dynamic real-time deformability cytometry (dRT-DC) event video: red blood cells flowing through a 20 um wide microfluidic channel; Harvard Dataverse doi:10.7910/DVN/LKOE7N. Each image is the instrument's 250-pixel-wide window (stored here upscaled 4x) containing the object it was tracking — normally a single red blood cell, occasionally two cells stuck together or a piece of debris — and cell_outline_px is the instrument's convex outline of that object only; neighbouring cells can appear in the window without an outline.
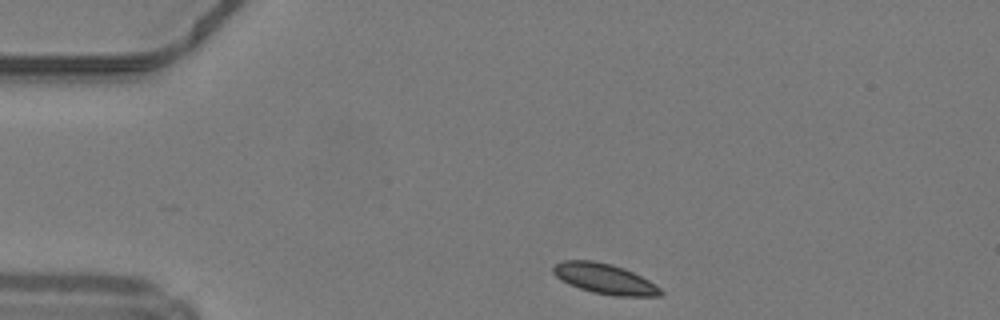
{"species": "common noctule bat (a hibernating species)", "species_latin": "Nyctalus noctula", "temperature_condition": "warm", "stored_images_in_passage": 40, "camera_frame_rate_fps": 3000, "um_per_image_px": 0.085, "animal": {"sex": "male", "body_mass_g": 19.2, "forearm_length_mm": 51.8}, "frame": {"image": 1, "passage_image": 1, "time_ms": 0.0, "image_size_px": [1000, 320], "cell_outline_px": [[664, 292], [660, 296], [612, 296], [592, 292], [568, 284], [560, 280], [552, 272], [552, 268], [556, 264], [564, 260], [592, 260], [612, 264], [624, 268], [656, 284]], "centroid_in_image_um": [51.39, 23.7], "position_along_channel_um": 33.6, "area_um2": 19.02}}
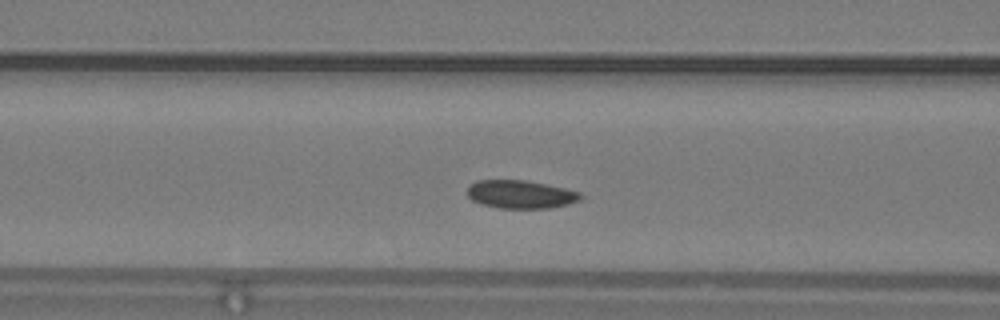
{"frame": {"image": 2, "passage_image": 11, "time_ms": 3.333, "image_size_px": [1000, 320], "cell_outline_px": [[584, 196], [580, 200], [568, 204], [548, 208], [500, 208], [484, 204], [472, 200], [468, 196], [468, 188], [476, 180], [524, 180], [564, 188], [580, 192]], "centroid_in_image_um": [44.28, 16.52], "position_along_channel_um": 122.3, "area_um2": 18.38}}
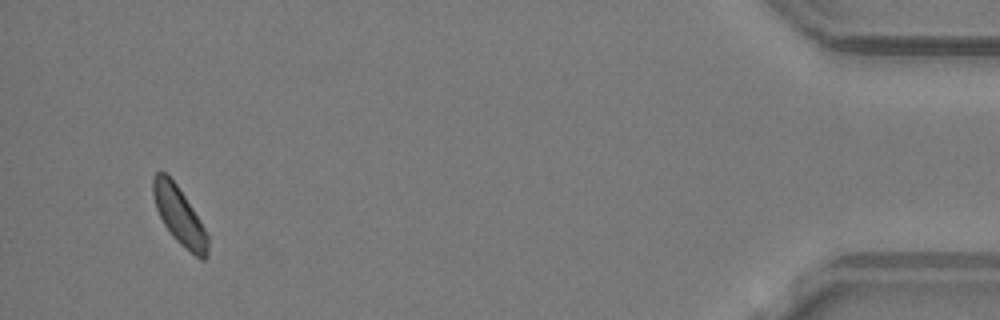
{"frame": {"image": 3, "passage_image": 38, "time_ms": 12.333, "image_size_px": [1000, 320], "cell_outline_px": [[208, 256], [204, 260], [200, 260], [180, 244], [172, 236], [164, 224], [156, 208], [152, 192], [152, 176], [156, 172], [164, 172], [176, 184], [200, 220], [208, 236]], "centroid_in_image_um": [15.24, 18.36], "position_along_channel_um": 420.0, "area_um2": 18.21}, "authors_computed_cell_mechanics": {"area_um2": 18.9873, "velocity_mm_per_s": 4.1643, "shape_relaxation_time_tau1_ms": 10.8844, "shape_relaxation_time_tau2_ms": 4.2905, "deformation_change_tau1": 0.1057, "deformation_change_tau2": 0.0825}}